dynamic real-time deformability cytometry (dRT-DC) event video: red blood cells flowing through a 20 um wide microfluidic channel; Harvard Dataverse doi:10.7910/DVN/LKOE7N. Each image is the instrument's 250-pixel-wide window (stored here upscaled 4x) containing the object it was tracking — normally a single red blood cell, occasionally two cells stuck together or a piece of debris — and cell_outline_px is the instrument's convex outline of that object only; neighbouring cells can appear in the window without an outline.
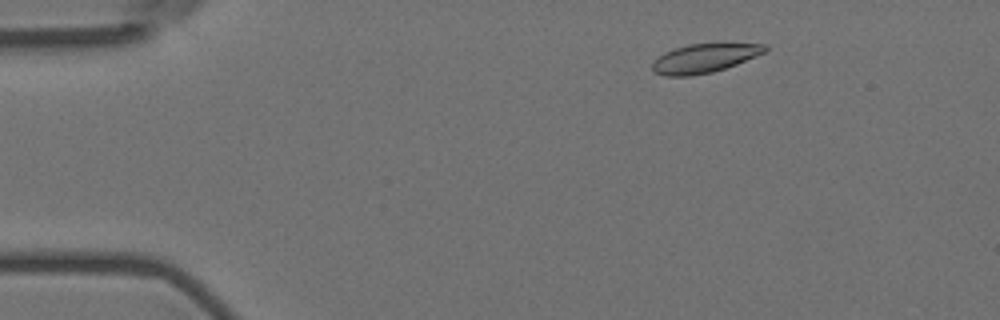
{"species": "Egyptian fruit bat (a non-hibernating species)", "species_latin": "Rousettus aegyptiacus", "temperature_condition": "room temperature", "stored_images_in_passage": 47, "camera_frame_rate_fps": 3000, "um_per_image_px": 0.085, "animal": {"sex": "female"}, "frame": {"image": 1, "passage_image": 6, "time_ms": 1.667, "image_size_px": [1000, 320], "cell_outline_px": [[768, 52], [736, 64], [712, 72], [688, 76], [664, 76], [652, 72], [652, 60], [664, 52], [688, 44], [768, 44]], "centroid_in_image_um": [59.85, 4.96], "position_along_channel_um": 25.1, "area_um2": 19.02}}
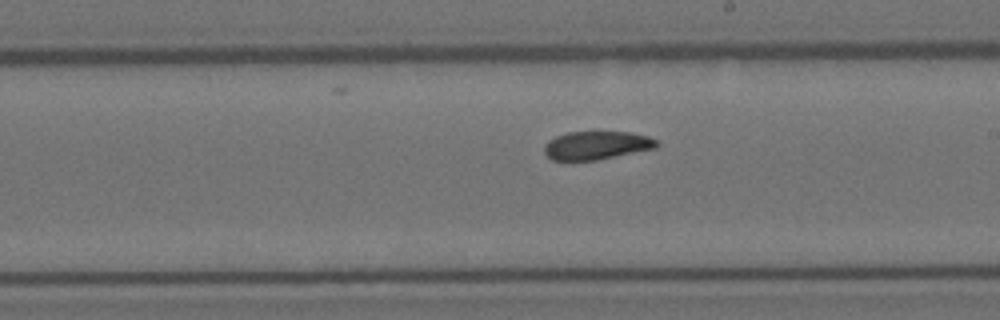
{"frame": {"image": 2, "passage_image": 29, "time_ms": 9.333, "image_size_px": [1000, 320], "cell_outline_px": [[660, 144], [656, 148], [596, 160], [552, 160], [544, 152], [544, 144], [548, 140], [556, 136], [568, 132], [628, 132], [648, 136], [656, 140]], "centroid_in_image_um": [50.7, 12.35], "position_along_channel_um": 238.3, "area_um2": 18.5}}
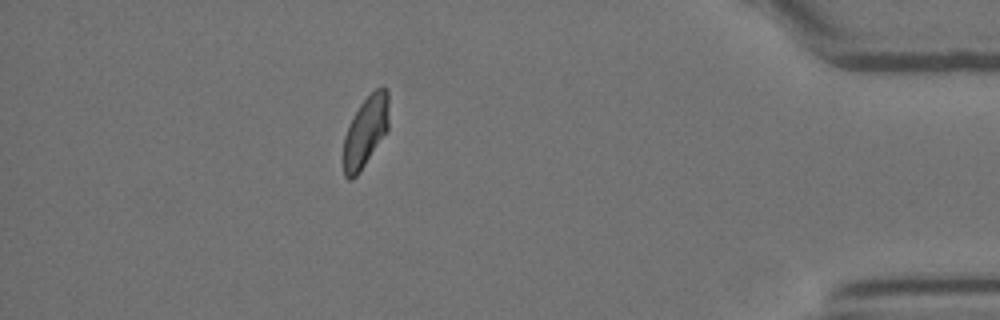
{"frame": {"image": 3, "passage_image": 46, "time_ms": 15.0, "image_size_px": [1000, 320], "cell_outline_px": [[388, 128], [360, 172], [352, 180], [348, 180], [344, 176], [344, 136], [360, 104], [380, 84], [388, 88]], "centroid_in_image_um": [31.08, 11.16], "position_along_channel_um": 404.1, "area_um2": 18.44}}